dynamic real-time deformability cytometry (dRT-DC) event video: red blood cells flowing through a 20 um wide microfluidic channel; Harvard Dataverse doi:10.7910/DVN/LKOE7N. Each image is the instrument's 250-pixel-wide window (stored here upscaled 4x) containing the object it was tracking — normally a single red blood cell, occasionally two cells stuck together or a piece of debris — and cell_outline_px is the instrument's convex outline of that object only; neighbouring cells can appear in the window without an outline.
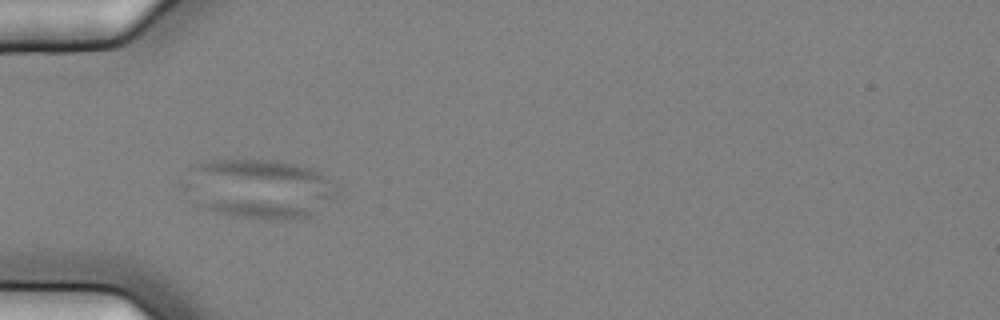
{"species": "common noctule bat (a hibernating species)", "species_latin": "Nyctalus noctula", "temperature_condition": "cold", "stored_images_in_passage": 5, "camera_frame_rate_fps": 3000, "um_per_image_px": 0.085, "animal": {"sex": "female", "body_mass_g": 25.1}, "frame": {"image": 1, "passage_image": 4, "time_ms": 1.0, "image_size_px": [1000, 320], "cell_outline_px": [[344, 200], [308, 216], [296, 220], [264, 220], [236, 216], [216, 212], [204, 208], [176, 180], [192, 164], [208, 160], [276, 160], [296, 164], [312, 168], [320, 172], [336, 184]], "centroid_in_image_um": [22.09, 16.04], "position_along_channel_um": 62.9, "area_um2": 55.03}}